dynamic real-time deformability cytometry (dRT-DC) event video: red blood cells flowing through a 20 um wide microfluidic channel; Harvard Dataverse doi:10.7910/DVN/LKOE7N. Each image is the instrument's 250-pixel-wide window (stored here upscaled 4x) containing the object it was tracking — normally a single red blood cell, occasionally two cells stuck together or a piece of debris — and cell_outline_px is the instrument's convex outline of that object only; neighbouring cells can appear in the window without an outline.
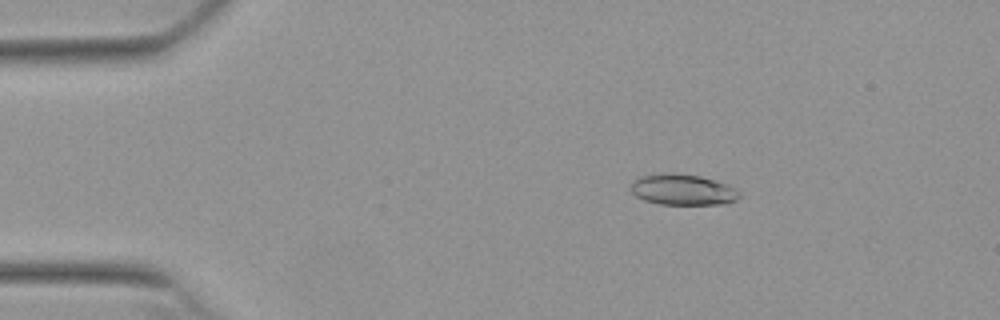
{"species": "Egyptian fruit bat (a non-hibernating species)", "species_latin": "Rousettus aegyptiacus", "temperature_condition": "warm", "stored_images_in_passage": 48, "camera_frame_rate_fps": 3000, "um_per_image_px": 0.085, "animal": {"sex": "female"}, "frame": {"image": 1, "passage_image": 4, "time_ms": 1.0, "image_size_px": [1000, 320], "cell_outline_px": [[740, 196], [736, 200], [728, 204], [660, 204], [644, 200], [636, 196], [628, 188], [632, 180], [640, 176], [700, 176], [716, 180], [728, 184], [740, 192]], "centroid_in_image_um": [58.07, 16.17], "position_along_channel_um": 26.9, "area_um2": 18.96}}
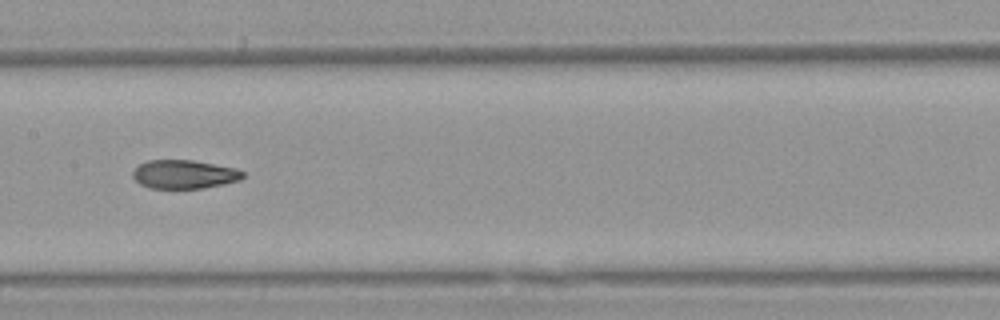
{"frame": {"image": 2, "passage_image": 22, "time_ms": 7.0, "image_size_px": [1000, 320], "cell_outline_px": [[244, 176], [240, 180], [224, 184], [204, 188], [148, 188], [140, 184], [132, 176], [132, 172], [140, 164], [148, 160], [192, 160], [236, 168], [244, 172]], "centroid_in_image_um": [15.66, 14.82], "position_along_channel_um": 191.7, "area_um2": 18.38}}
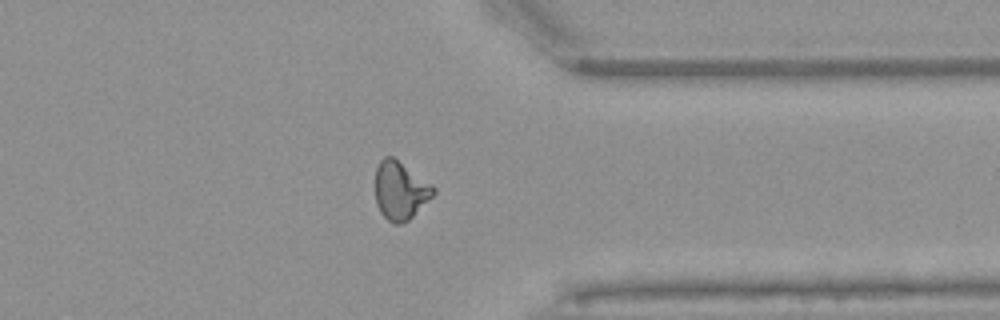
{"frame": {"image": 3, "passage_image": 37, "time_ms": 12.0, "image_size_px": [1000, 320], "cell_outline_px": [[436, 192], [408, 220], [400, 224], [396, 224], [388, 220], [380, 212], [376, 204], [376, 168], [380, 160], [384, 156], [392, 156], [432, 184], [436, 188]], "centroid_in_image_um": [34.01, 16.18], "position_along_channel_um": 377.4, "area_um2": 19.48}, "authors_computed_cell_mechanics": {"area_um2": 19.363, "velocity_mm_per_s": 3.8327, "shape_relaxation_time_tau1_ms": 7.1546, "shape_relaxation_time_tau2_ms": 1.9484, "deformation_change_tau1": 0.2143, "deformation_change_tau2": 0.0824}}